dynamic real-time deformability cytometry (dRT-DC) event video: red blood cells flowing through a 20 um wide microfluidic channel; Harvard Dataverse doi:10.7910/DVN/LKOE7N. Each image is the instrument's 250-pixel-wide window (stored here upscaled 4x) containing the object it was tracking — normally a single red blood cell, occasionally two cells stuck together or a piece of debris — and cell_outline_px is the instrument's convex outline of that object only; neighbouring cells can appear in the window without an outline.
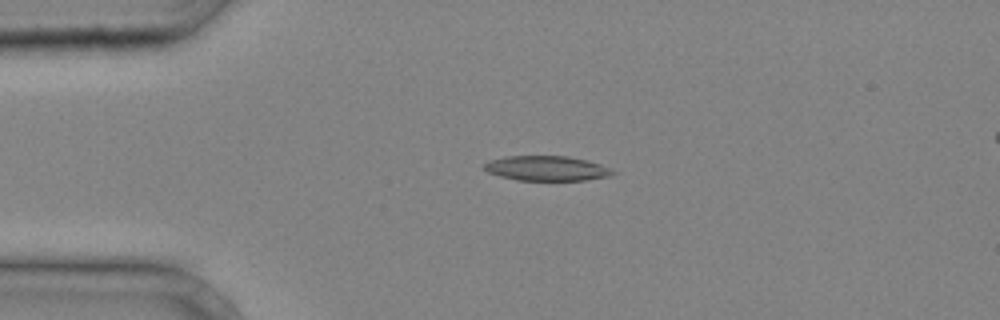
{"species": "common noctule bat (a hibernating species)", "species_latin": "Nyctalus noctula", "temperature_condition": "cold", "stored_images_in_passage": 30, "camera_frame_rate_fps": 3000, "um_per_image_px": 0.085, "animal": {"sex": "male", "body_mass_g": 20.4}, "frame": {"image": 1, "passage_image": 1, "time_ms": 0.0, "image_size_px": [1000, 320], "cell_outline_px": [[616, 172], [612, 176], [584, 180], [516, 180], [500, 176], [488, 172], [484, 168], [484, 164], [488, 160], [504, 156], [568, 156], [588, 160], [600, 164]], "centroid_in_image_um": [46.46, 14.3], "position_along_channel_um": 38.5, "area_um2": 18.67}}
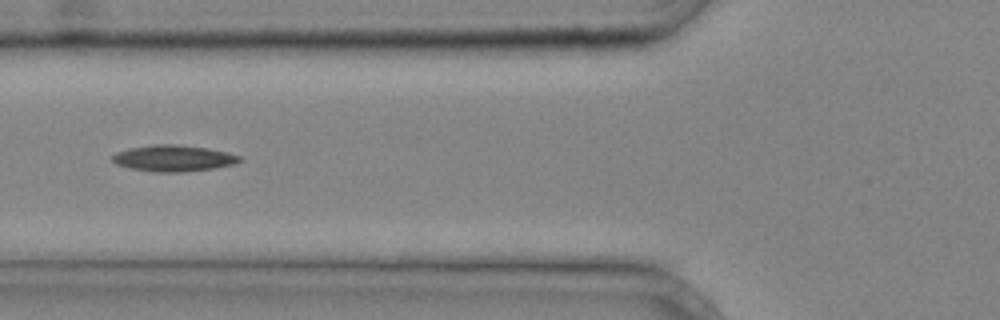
{"frame": {"image": 2, "passage_image": 7, "time_ms": 2.0, "image_size_px": [1000, 320], "cell_outline_px": [[244, 160], [236, 164], [212, 168], [180, 172], [156, 172], [132, 168], [116, 164], [112, 160], [112, 156], [116, 152], [128, 148], [152, 144], [180, 144], [208, 148], [228, 152], [240, 156]], "centroid_in_image_um": [14.77, 13.43], "position_along_channel_um": 111.0, "area_um2": 19.59}}
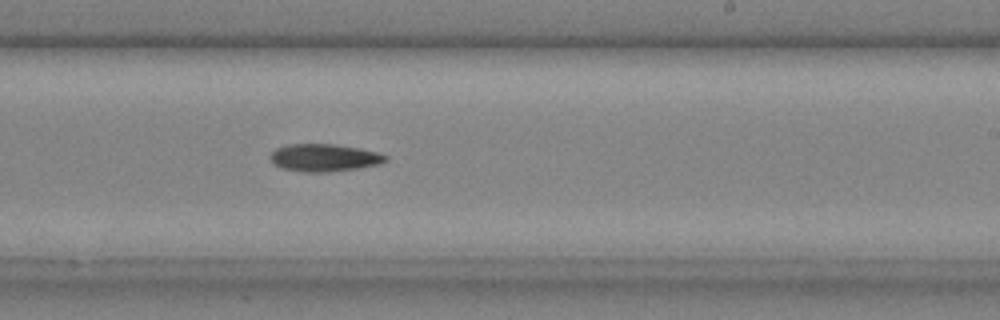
{"frame": {"image": 3, "passage_image": 16, "time_ms": 5.0, "image_size_px": [1000, 320], "cell_outline_px": [[388, 160], [380, 164], [356, 168], [328, 172], [304, 172], [284, 168], [272, 164], [268, 156], [276, 148], [288, 144], [332, 144], [360, 148], [376, 152], [388, 156]], "centroid_in_image_um": [27.53, 13.4], "position_along_channel_um": 261.5, "area_um2": 18.5}}